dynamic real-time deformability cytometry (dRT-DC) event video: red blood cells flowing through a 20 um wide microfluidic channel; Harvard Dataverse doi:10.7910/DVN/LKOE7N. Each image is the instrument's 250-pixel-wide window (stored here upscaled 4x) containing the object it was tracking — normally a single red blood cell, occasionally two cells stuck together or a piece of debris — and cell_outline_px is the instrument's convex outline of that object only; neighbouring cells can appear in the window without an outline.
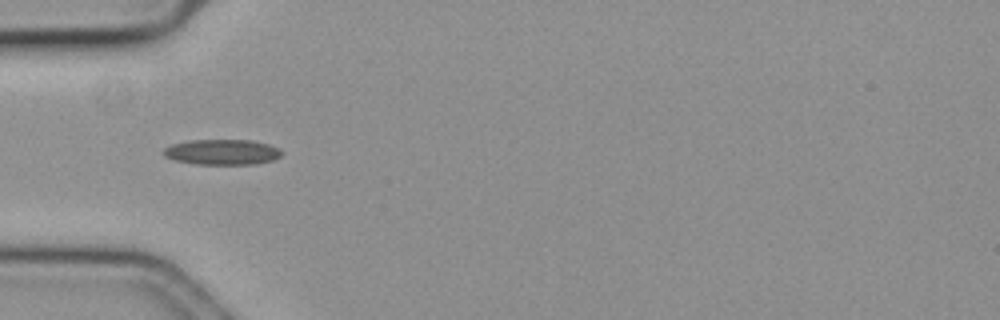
{"species": "common noctule bat (a hibernating species)", "species_latin": "Nyctalus noctula", "temperature_condition": "cold", "stored_images_in_passage": 42, "camera_frame_rate_fps": 3000, "um_per_image_px": 0.085, "animal": {"sex": "female", "body_mass_g": 19.3, "forearm_length_mm": 54.1}, "frame": {"image": 1, "passage_image": 3, "time_ms": 0.667, "image_size_px": [1000, 320], "cell_outline_px": [[284, 152], [280, 156], [272, 160], [256, 164], [196, 164], [176, 160], [164, 156], [164, 148], [172, 144], [188, 140], [252, 140], [268, 144]], "centroid_in_image_um": [18.88, 12.92], "position_along_channel_um": 66.1, "area_um2": 17.4}}
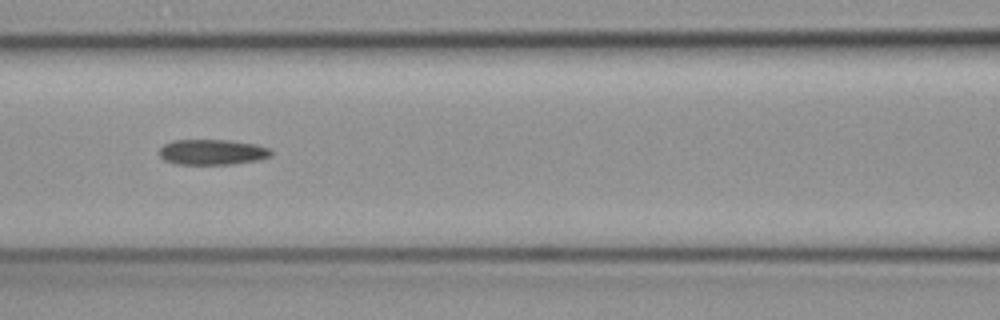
{"frame": {"image": 2, "passage_image": 10, "time_ms": 3.0, "image_size_px": [1000, 320], "cell_outline_px": [[272, 156], [256, 160], [232, 164], [176, 164], [164, 160], [160, 156], [160, 148], [164, 144], [172, 140], [228, 140], [256, 144], [268, 148], [272, 152]], "centroid_in_image_um": [18.03, 12.92], "position_along_channel_um": 148.6, "area_um2": 16.53}}
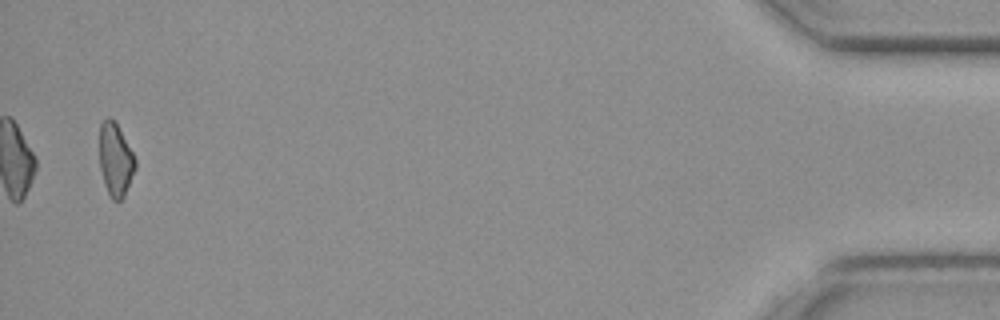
{"frame": {"image": 3, "passage_image": 41, "time_ms": 13.333, "image_size_px": [1000, 320], "cell_outline_px": [[136, 168], [124, 196], [120, 200], [112, 200], [108, 196], [104, 184], [100, 168], [100, 124], [108, 116], [116, 124], [132, 152], [136, 160]], "centroid_in_image_um": [9.81, 13.62], "position_along_channel_um": 425.4, "area_um2": 15.03}}